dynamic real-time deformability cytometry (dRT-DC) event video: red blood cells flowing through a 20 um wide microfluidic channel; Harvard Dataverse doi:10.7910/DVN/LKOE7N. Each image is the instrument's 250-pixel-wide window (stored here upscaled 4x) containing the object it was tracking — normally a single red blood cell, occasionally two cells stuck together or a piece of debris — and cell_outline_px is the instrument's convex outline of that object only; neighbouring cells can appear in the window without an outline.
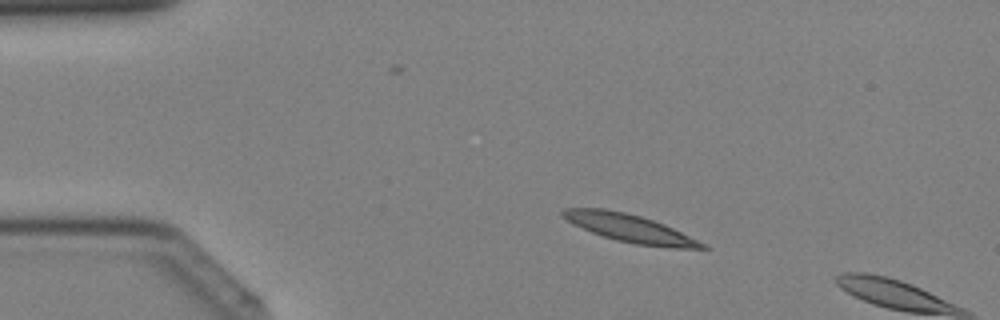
{"species": "Egyptian fruit bat (a non-hibernating species)", "species_latin": "Rousettus aegyptiacus", "temperature_condition": "cold", "stored_images_in_passage": 8, "camera_frame_rate_fps": 3000, "um_per_image_px": 0.085, "animal": {"sex": "female"}, "frame": {"image": 1, "passage_image": 6, "time_ms": 1.667, "image_size_px": [1000, 320], "cell_outline_px": [[712, 248], [672, 248], [636, 244], [616, 240], [592, 232], [560, 216], [560, 212], [564, 208], [604, 208], [624, 212], [640, 216], [664, 224], [708, 244]], "centroid_in_image_um": [53.58, 19.4], "position_along_channel_um": 31.4, "area_um2": 22.43}}